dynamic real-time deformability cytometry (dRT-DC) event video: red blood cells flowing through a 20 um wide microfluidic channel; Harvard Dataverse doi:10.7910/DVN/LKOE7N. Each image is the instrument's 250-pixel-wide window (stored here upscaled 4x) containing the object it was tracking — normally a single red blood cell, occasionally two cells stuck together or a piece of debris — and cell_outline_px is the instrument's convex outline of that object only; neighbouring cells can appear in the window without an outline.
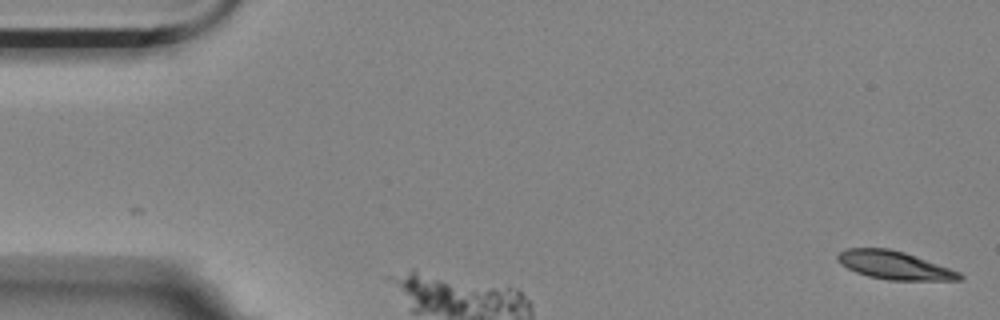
{"species": "Egyptian fruit bat (a non-hibernating species)", "species_latin": "Rousettus aegyptiacus", "temperature_condition": "room temperature", "stored_images_in_passage": 6, "segment_of_instrument_passage": [1, 2], "camera_frame_rate_fps": 3000, "um_per_image_px": 0.085, "animal": {"sex": "female"}, "frame": {"image": 1, "passage_image": 1, "time_ms": 0.0, "image_size_px": [1000, 320], "cell_outline_px": [[964, 280], [888, 280], [868, 276], [856, 272], [840, 264], [836, 260], [836, 256], [844, 248], [888, 248], [904, 252], [960, 272], [964, 276]], "centroid_in_image_um": [76.0, 22.55], "position_along_channel_um": 9.0, "area_um2": 20.0}}
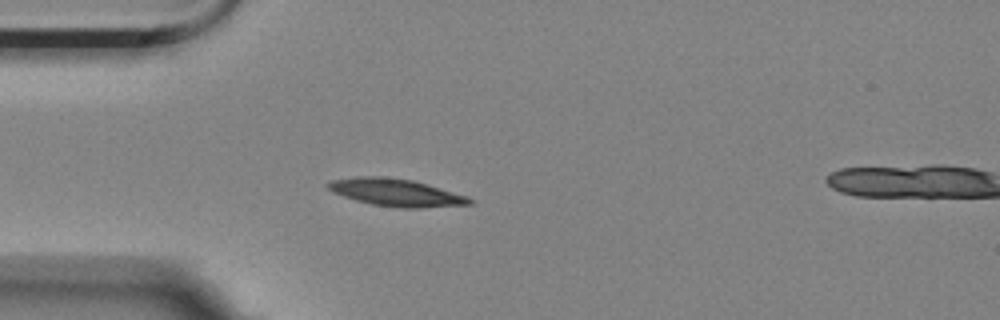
{"frame": {"image": 2, "passage_image": 5, "time_ms": 1.333, "image_size_px": [1000, 320], "cell_outline_px": [[476, 200], [472, 204], [424, 208], [400, 208], [372, 204], [356, 200], [332, 192], [324, 184], [332, 180], [356, 176], [384, 176], [412, 180], [428, 184], [468, 196]], "centroid_in_image_um": [33.69, 16.36], "position_along_channel_um": 51.3, "area_um2": 22.83}}